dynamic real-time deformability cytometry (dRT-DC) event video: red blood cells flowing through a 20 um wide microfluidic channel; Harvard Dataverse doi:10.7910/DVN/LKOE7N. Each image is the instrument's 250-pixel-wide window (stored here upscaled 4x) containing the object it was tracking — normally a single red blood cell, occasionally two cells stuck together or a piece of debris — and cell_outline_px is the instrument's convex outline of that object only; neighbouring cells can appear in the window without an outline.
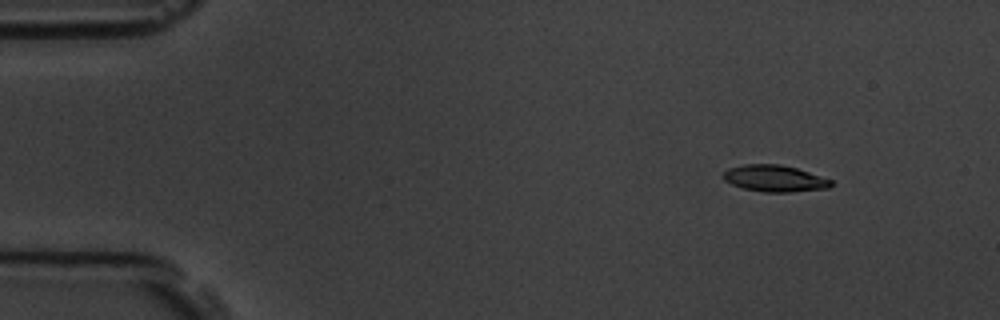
{"species": "common noctule bat (a hibernating species)", "species_latin": "Nyctalus noctula", "temperature_condition": "room temperature", "stored_images_in_passage": 4, "camera_frame_rate_fps": 3000, "um_per_image_px": 0.085, "animal": {"sex": "male", "body_mass_g": 19.5, "forearm_length_mm": 54.6}, "frame": {"image": 1, "passage_image": 1, "time_ms": 0.0, "image_size_px": [1000, 320], "cell_outline_px": [[832, 184], [828, 188], [792, 192], [764, 192], [744, 188], [732, 184], [724, 180], [724, 172], [728, 168], [744, 164], [780, 164], [796, 168], [832, 180]], "centroid_in_image_um": [65.84, 15.16], "position_along_channel_um": 19.2, "area_um2": 16.53}}
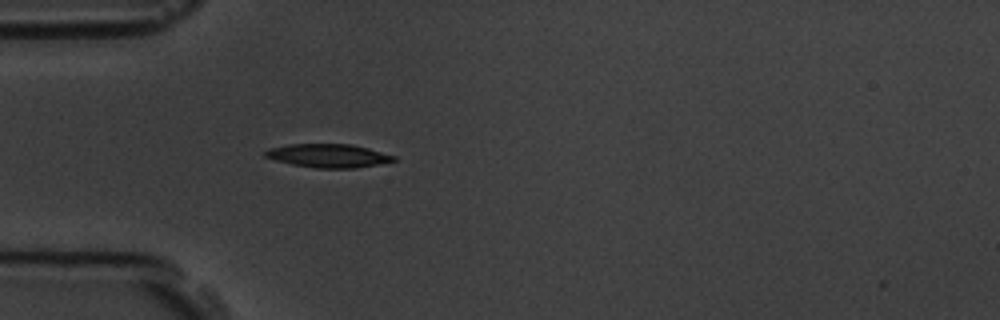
{"frame": {"image": 2, "passage_image": 4, "time_ms": 3.333, "image_size_px": [1000, 320], "cell_outline_px": [[396, 160], [356, 168], [316, 168], [292, 164], [276, 160], [264, 156], [264, 152], [268, 148], [288, 144], [352, 144], [368, 148], [396, 156]], "centroid_in_image_um": [27.89, 13.23], "position_along_channel_um": 57.1, "area_um2": 17.51}}